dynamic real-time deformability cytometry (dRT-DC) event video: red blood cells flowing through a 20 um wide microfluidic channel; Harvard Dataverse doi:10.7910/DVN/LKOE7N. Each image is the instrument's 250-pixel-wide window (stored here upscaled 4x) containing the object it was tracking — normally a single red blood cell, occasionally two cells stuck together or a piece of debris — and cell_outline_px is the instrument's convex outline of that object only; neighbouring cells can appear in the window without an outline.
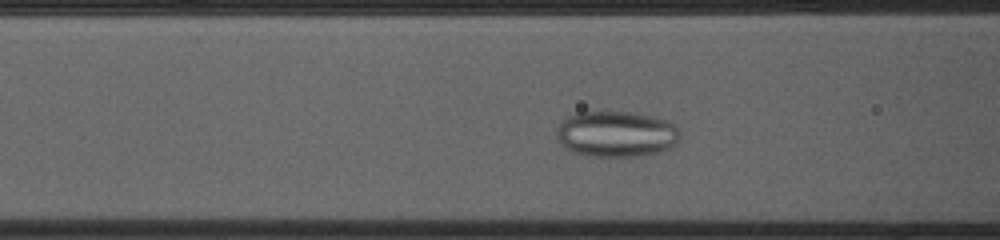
{"species": "common noctule bat (a hibernating species)", "species_latin": "Nyctalus noctula", "temperature_condition": "cold", "stored_images_in_passage": 49, "camera_frame_rate_fps": 3000, "um_per_image_px": 0.085, "animal": {"sex": "female", "body_mass_g": 23.0, "forearm_length_mm": 53.4}, "frame": {"image": 1, "passage_image": 15, "time_ms": 4.667, "image_size_px": [1000, 240], "cell_outline_px": [[680, 136], [676, 144], [672, 148], [660, 152], [640, 156], [584, 156], [564, 148], [556, 140], [556, 128], [560, 120], [576, 112], [636, 112], [668, 120], [680, 132]], "centroid_in_image_um": [52.35, 11.39], "position_along_channel_um": 114.3, "area_um2": 33.64}}
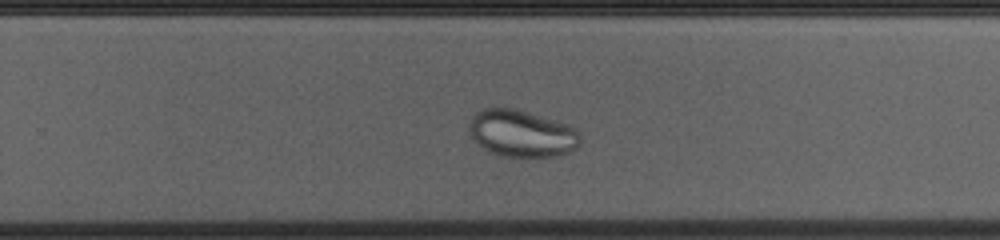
{"frame": {"image": 2, "passage_image": 29, "time_ms": 9.333, "image_size_px": [1000, 240], "cell_outline_px": [[580, 144], [576, 148], [568, 152], [556, 156], [504, 156], [492, 152], [484, 148], [472, 136], [468, 128], [468, 124], [472, 116], [476, 112], [484, 108], [516, 108], [572, 124], [576, 128], [580, 136]], "centroid_in_image_um": [44.39, 11.31], "position_along_channel_um": 285.4, "area_um2": 30.52}}
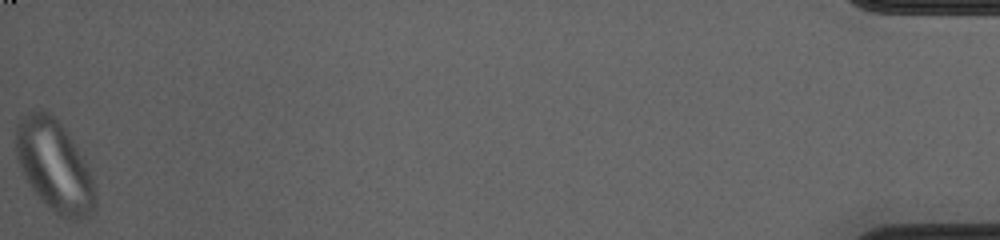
{"frame": {"image": 3, "passage_image": 49, "time_ms": 16.0, "image_size_px": [1000, 240], "cell_outline_px": [[96, 208], [92, 212], [76, 220], [64, 220], [44, 204], [28, 184], [16, 156], [16, 124], [20, 116], [32, 112], [48, 112], [68, 132], [84, 156], [92, 172], [96, 192]], "centroid_in_image_um": [4.66, 14.13], "position_along_channel_um": 430.5, "area_um2": 42.6}}